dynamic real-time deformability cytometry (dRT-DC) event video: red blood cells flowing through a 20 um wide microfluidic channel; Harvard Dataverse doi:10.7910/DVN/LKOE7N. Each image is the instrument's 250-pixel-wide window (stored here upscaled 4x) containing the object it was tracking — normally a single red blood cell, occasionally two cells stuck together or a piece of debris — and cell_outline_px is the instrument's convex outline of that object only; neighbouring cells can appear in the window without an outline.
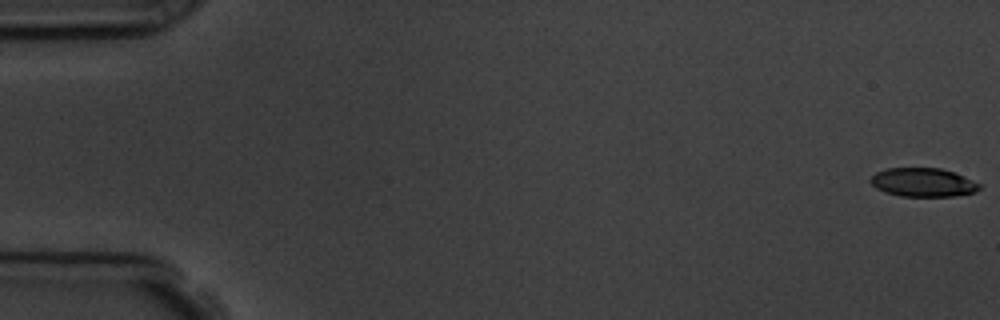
{"species": "common noctule bat (a hibernating species)", "species_latin": "Nyctalus noctula", "temperature_condition": "room temperature", "stored_images_in_passage": 5, "camera_frame_rate_fps": 3000, "um_per_image_px": 0.085, "animal": {"sex": "male", "body_mass_g": 19.5, "forearm_length_mm": 54.6}, "frame": {"image": 1, "passage_image": 1, "time_ms": 0.0, "image_size_px": [1000, 320], "cell_outline_px": [[980, 188], [976, 192], [952, 196], [900, 196], [884, 192], [876, 188], [868, 180], [876, 172], [888, 168], [940, 168], [964, 176], [980, 184]], "centroid_in_image_um": [78.43, 15.5], "position_along_channel_um": 6.6, "area_um2": 18.15}}
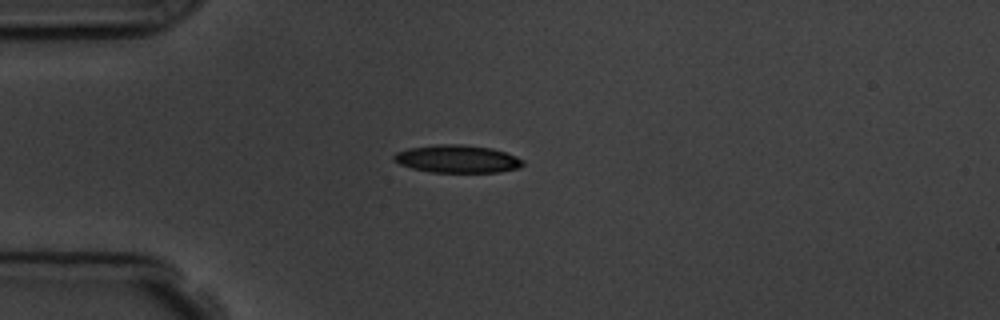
{"frame": {"image": 2, "passage_image": 5, "time_ms": 4.667, "image_size_px": [1000, 320], "cell_outline_px": [[524, 164], [516, 168], [496, 172], [432, 172], [412, 168], [400, 164], [392, 160], [392, 156], [396, 152], [408, 148], [436, 144], [460, 144], [492, 148], [516, 156], [524, 160]], "centroid_in_image_um": [38.83, 13.5], "position_along_channel_um": 46.2, "area_um2": 20.81}}